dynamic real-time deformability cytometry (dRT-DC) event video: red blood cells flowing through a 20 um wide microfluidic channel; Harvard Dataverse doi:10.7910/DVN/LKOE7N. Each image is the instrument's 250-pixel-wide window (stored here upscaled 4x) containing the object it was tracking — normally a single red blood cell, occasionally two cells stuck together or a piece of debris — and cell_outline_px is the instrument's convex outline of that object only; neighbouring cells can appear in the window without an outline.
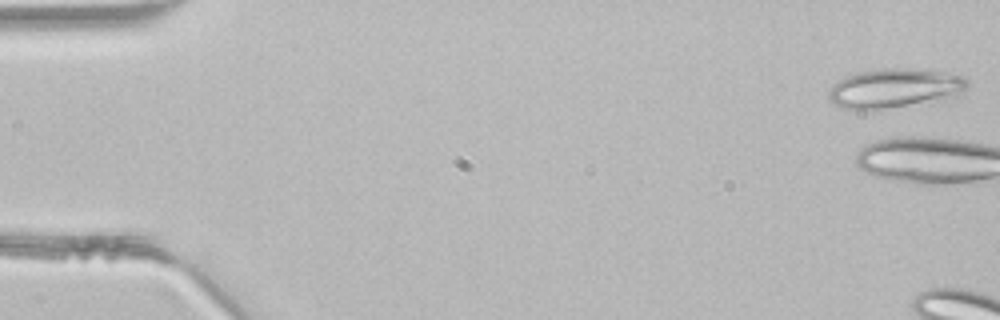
{"species": "common noctule bat (a hibernating species)", "species_latin": "Nyctalus noctula", "temperature_condition": "room temperature", "stored_images_in_passage": 3, "camera_frame_rate_fps": 3000, "um_per_image_px": 0.085, "animal": {"sex": "male", "body_mass_g": 21.5, "forearm_length_mm": 52.0}, "frame": {"image": 1, "passage_image": 1, "time_ms": 0.0, "image_size_px": [1000, 320], "cell_outline_px": [[968, 88], [956, 96], [948, 100], [880, 112], [864, 112], [844, 108], [828, 100], [828, 92], [832, 84], [836, 80], [860, 72], [884, 68], [908, 68], [940, 72], [964, 76], [968, 80]], "centroid_in_image_um": [76.05, 7.58], "position_along_channel_um": 8.9, "area_um2": 33.29}}